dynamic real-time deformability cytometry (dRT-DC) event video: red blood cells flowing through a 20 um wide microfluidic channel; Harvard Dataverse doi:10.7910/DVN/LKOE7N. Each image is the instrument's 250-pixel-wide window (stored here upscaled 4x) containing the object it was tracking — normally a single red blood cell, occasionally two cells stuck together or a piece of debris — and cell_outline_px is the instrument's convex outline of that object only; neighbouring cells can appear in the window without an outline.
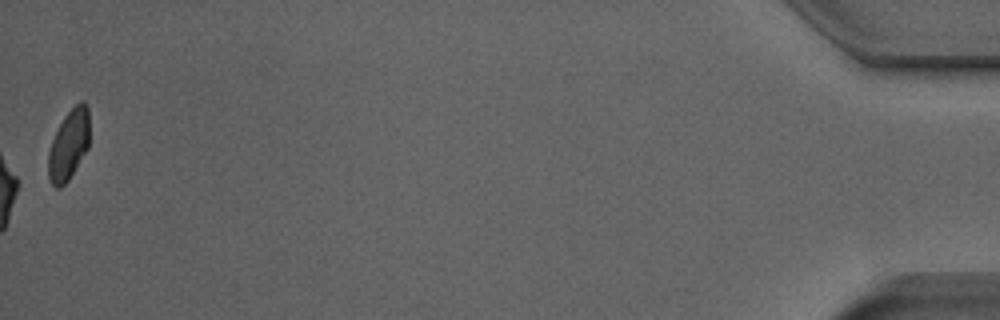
{"species": "Egyptian fruit bat (a non-hibernating species)", "species_latin": "Rousettus aegyptiacus", "temperature_condition": "room temperature", "stored_images_in_passage": 41, "camera_frame_rate_fps": 3000, "um_per_image_px": 0.085, "animal": {"sex": "male"}, "frame": {"image": 1, "passage_image": 41, "time_ms": 13.333, "image_size_px": [1000, 320], "cell_outline_px": [[88, 148], [68, 180], [60, 188], [56, 188], [52, 184], [48, 176], [48, 152], [52, 140], [64, 116], [80, 100], [84, 100], [88, 108]], "centroid_in_image_um": [5.83, 12.31], "position_along_channel_um": 429.4, "area_um2": 16.65}, "authors_computed_cell_mechanics": {"area_um2": 20.9814, "velocity_mm_per_s": 3.9478, "shape_relaxation_time_tau1_ms": 4.4028, "shape_relaxation_time_tau2_ms": 2.6561, "deformation_change_tau1": 0.1817, "deformation_change_tau2": 0.1249}}